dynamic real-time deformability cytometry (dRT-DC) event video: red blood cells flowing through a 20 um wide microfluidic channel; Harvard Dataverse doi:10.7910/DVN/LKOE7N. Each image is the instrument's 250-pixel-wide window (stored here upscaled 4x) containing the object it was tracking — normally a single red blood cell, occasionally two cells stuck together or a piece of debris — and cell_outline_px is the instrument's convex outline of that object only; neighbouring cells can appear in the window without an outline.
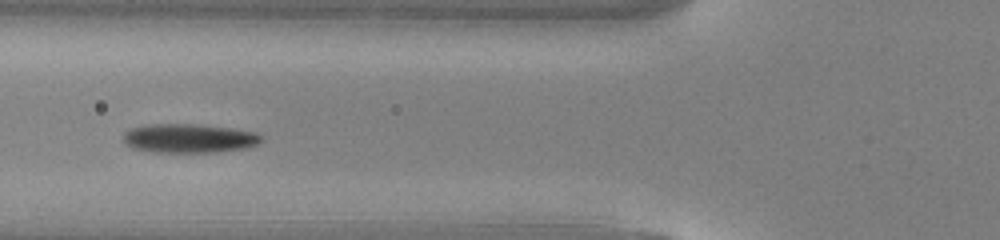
{"species": "common noctule bat (a hibernating species)", "species_latin": "Nyctalus noctula", "temperature_condition": "warm", "stored_images_in_passage": 38, "camera_frame_rate_fps": 3000, "um_per_image_px": 0.085, "animal": {"sex": "male", "body_mass_g": 13.0, "forearm_length_mm": 53.1}, "frame": {"image": 1, "passage_image": 10, "time_ms": 3.0, "image_size_px": [1000, 240], "cell_outline_px": [[264, 140], [248, 148], [216, 152], [156, 152], [132, 148], [124, 140], [124, 132], [132, 128], [148, 124], [192, 124], [232, 128], [256, 132], [264, 136]], "centroid_in_image_um": [16.13, 11.75], "position_along_channel_um": 109.7, "area_um2": 23.35}}
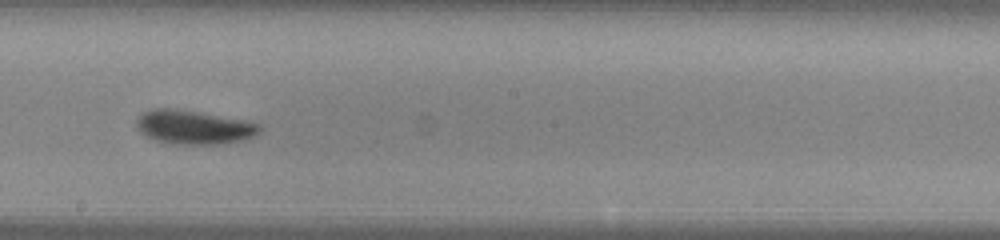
{"frame": {"image": 2, "passage_image": 19, "time_ms": 6.0, "image_size_px": [1000, 240], "cell_outline_px": [[260, 132], [256, 136], [240, 140], [220, 144], [172, 144], [156, 140], [140, 132], [136, 128], [136, 120], [144, 112], [152, 108], [176, 108], [248, 120], [260, 124]], "centroid_in_image_um": [16.49, 10.8], "position_along_channel_um": 231.7, "area_um2": 24.51}}
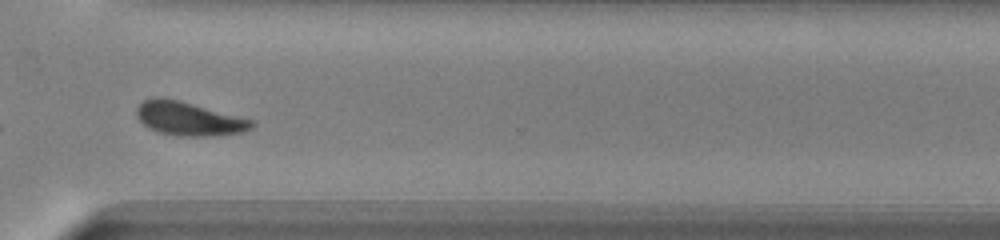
{"frame": {"image": 3, "passage_image": 28, "time_ms": 9.0, "image_size_px": [1000, 240], "cell_outline_px": [[256, 124], [252, 128], [244, 132], [216, 136], [180, 136], [156, 132], [148, 128], [140, 120], [136, 112], [136, 108], [144, 100], [156, 96], [164, 96], [180, 100], [256, 120]], "centroid_in_image_um": [16.1, 10.08], "position_along_channel_um": 354.5, "area_um2": 23.12}, "authors_computed_cell_mechanics": {"area_um2": 23.0911, "velocity_mm_per_s": 4.0672, "shape_relaxation_time_tau1_ms": 2.3455, "shape_relaxation_time_tau2_ms": 3.2091, "deformation_change_tau1": 0.1146, "deformation_change_tau2": 0.0864}}